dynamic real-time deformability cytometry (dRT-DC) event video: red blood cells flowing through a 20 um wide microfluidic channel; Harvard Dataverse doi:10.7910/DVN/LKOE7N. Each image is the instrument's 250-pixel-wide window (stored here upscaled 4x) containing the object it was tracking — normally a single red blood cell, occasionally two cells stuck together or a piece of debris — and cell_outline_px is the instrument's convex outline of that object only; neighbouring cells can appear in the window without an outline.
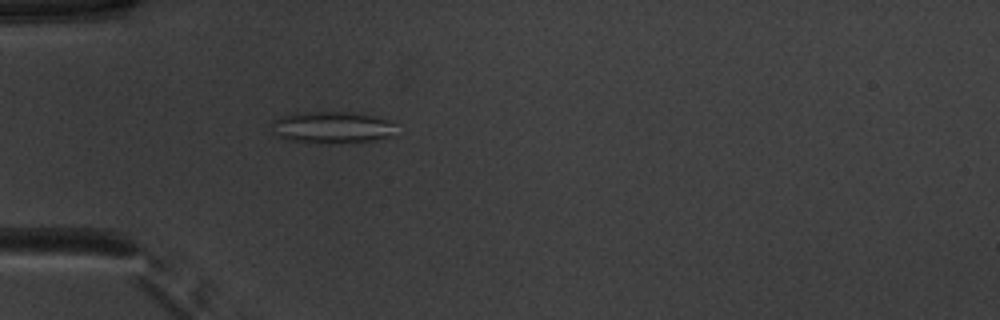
{"species": "common noctule bat (a hibernating species)", "species_latin": "Nyctalus noctula", "temperature_condition": "warm", "stored_images_in_passage": 36, "camera_frame_rate_fps": 3000, "um_per_image_px": 0.085, "animal": {"sex": "male", "body_mass_g": 20.1, "forearm_length_mm": 53.5}, "frame": {"image": 1, "passage_image": 1, "time_ms": 0.0, "image_size_px": [1000, 320], "cell_outline_px": [[396, 136], [372, 140], [340, 144], [320, 144], [288, 140], [280, 136], [276, 132], [272, 124], [272, 120], [280, 116], [296, 112], [352, 112], [376, 116], [388, 120], [392, 124]], "centroid_in_image_um": [28.24, 10.84], "position_along_channel_um": 56.8, "area_um2": 23.35}}
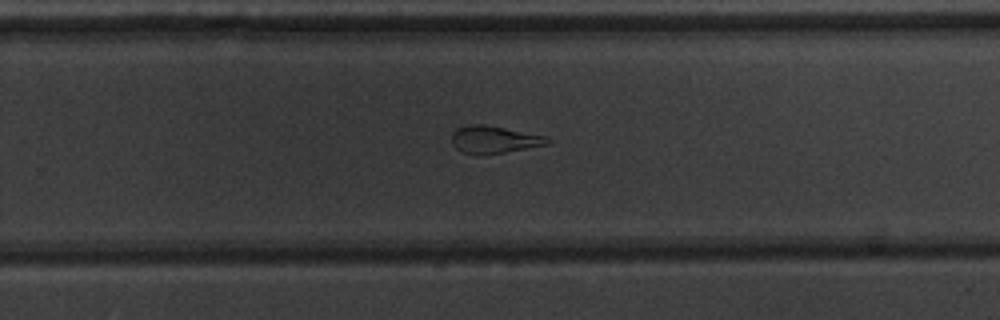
{"frame": {"image": 2, "passage_image": 19, "time_ms": 6.0, "image_size_px": [1000, 320], "cell_outline_px": [[552, 140], [548, 144], [504, 152], [480, 156], [460, 152], [452, 144], [452, 132], [456, 128], [468, 124], [484, 124], [548, 136]], "centroid_in_image_um": [41.97, 11.87], "position_along_channel_um": 287.8, "area_um2": 15.55}}
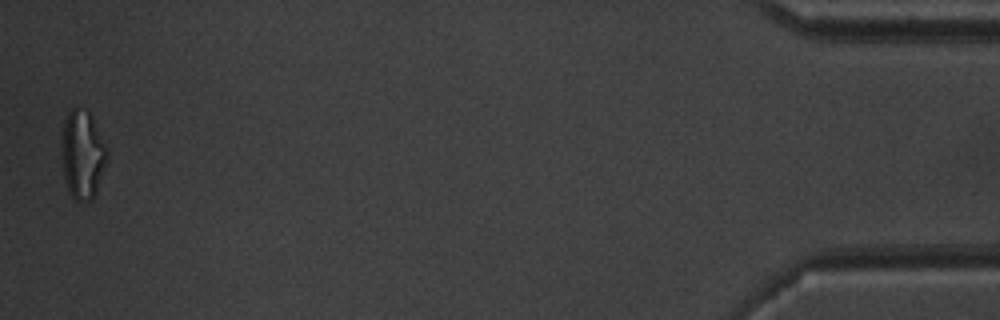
{"frame": {"image": 3, "passage_image": 36, "time_ms": 11.667, "image_size_px": [1000, 320], "cell_outline_px": [[108, 156], [96, 192], [92, 200], [84, 204], [80, 204], [68, 192], [64, 176], [64, 120], [68, 112], [72, 108], [76, 108], [88, 112], [92, 116], [108, 152]], "centroid_in_image_um": [7.05, 13.21], "position_along_channel_um": 428.2, "area_um2": 22.83}, "authors_computed_cell_mechanics": {"area_um2": 17.2822, "velocity_mm_per_s": 3.98, "shape_relaxation_time_tau1_ms": null, "shape_relaxation_time_tau2_ms": 2.4812, "deformation_change_tau1": null, "deformation_change_tau2": 0.1186}}